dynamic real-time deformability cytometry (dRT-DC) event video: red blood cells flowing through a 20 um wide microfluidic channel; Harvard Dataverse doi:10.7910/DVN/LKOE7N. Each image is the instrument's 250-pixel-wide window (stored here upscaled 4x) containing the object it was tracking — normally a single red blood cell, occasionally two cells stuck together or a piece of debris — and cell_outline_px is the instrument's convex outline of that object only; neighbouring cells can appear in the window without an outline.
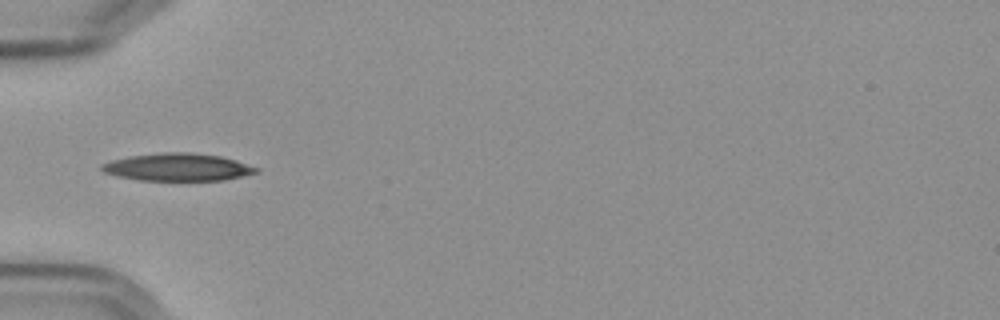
{"species": "Egyptian fruit bat (a non-hibernating species)", "species_latin": "Rousettus aegyptiacus", "temperature_condition": "cold", "stored_images_in_passage": 7, "camera_frame_rate_fps": 3000, "um_per_image_px": 0.085, "frame": {"image": 1, "passage_image": 3, "time_ms": 2.333, "image_size_px": [1000, 320], "cell_outline_px": [[260, 168], [256, 172], [224, 180], [140, 180], [116, 176], [104, 172], [100, 168], [100, 164], [112, 160], [132, 156], [164, 152], [192, 152], [220, 156], [236, 160]], "centroid_in_image_um": [15.09, 14.2], "position_along_channel_um": 69.9, "area_um2": 24.62}}
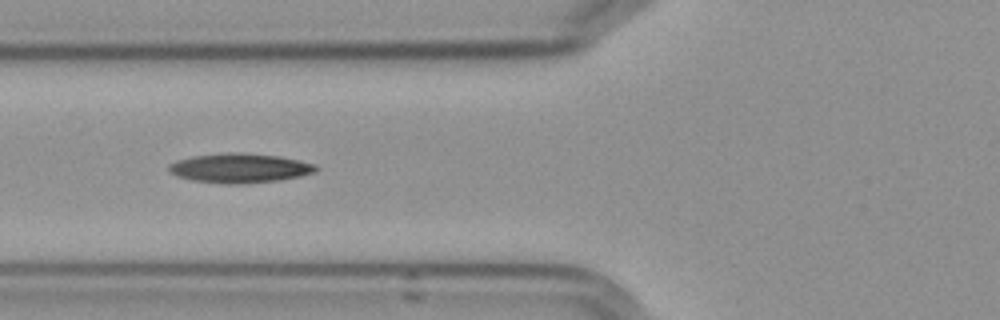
{"frame": {"image": 2, "passage_image": 4, "time_ms": 3.333, "image_size_px": [1000, 320], "cell_outline_px": [[320, 168], [316, 172], [300, 176], [276, 180], [240, 184], [228, 184], [192, 180], [176, 176], [168, 168], [168, 164], [176, 160], [192, 156], [232, 152], [240, 152], [280, 156], [300, 160], [316, 164]], "centroid_in_image_um": [20.4, 14.28], "position_along_channel_um": 105.4, "area_um2": 25.26}}
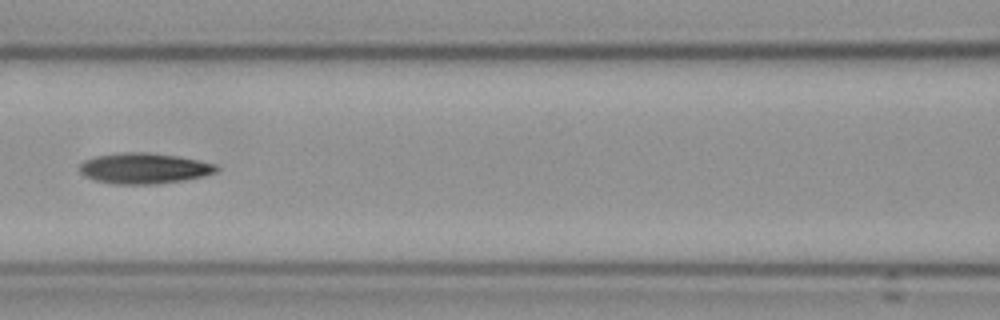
{"frame": {"image": 3, "passage_image": 5, "time_ms": 4.667, "image_size_px": [1000, 320], "cell_outline_px": [[220, 168], [216, 172], [204, 176], [184, 180], [156, 184], [112, 184], [96, 180], [84, 176], [80, 172], [80, 164], [84, 160], [96, 156], [120, 152], [148, 152], [176, 156], [216, 164]], "centroid_in_image_um": [12.24, 14.31], "position_along_channel_um": 154.4, "area_um2": 24.51}}